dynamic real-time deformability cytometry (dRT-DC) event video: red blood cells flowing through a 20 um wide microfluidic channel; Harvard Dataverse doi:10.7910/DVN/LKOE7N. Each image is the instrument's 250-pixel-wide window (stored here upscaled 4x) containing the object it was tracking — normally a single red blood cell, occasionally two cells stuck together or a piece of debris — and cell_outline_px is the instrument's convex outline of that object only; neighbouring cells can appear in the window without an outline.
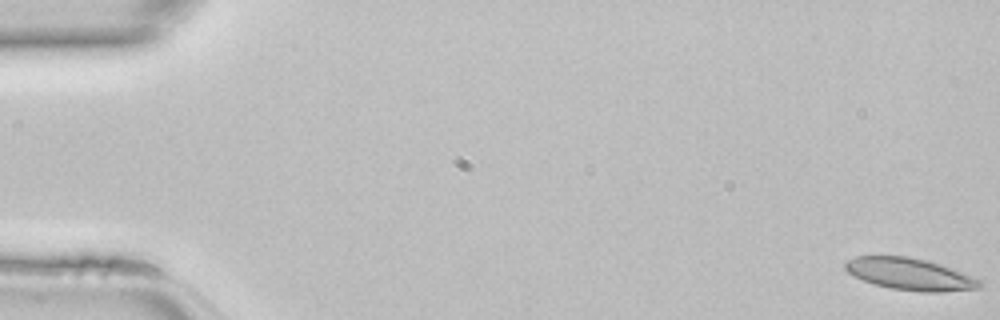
{"species": "common noctule bat (a hibernating species)", "species_latin": "Nyctalus noctula", "temperature_condition": "room temperature", "stored_images_in_passage": 47, "camera_frame_rate_fps": 3000, "um_per_image_px": 0.085, "animal": {"sex": "female", "body_mass_g": 22.7, "forearm_length_mm": 54.2}, "frame": {"image": 1, "passage_image": 1, "time_ms": 0.0, "image_size_px": [1000, 320], "cell_outline_px": [[984, 284], [980, 288], [940, 292], [920, 292], [892, 288], [876, 284], [864, 280], [848, 272], [844, 268], [844, 264], [848, 260], [856, 256], [908, 256], [928, 260], [952, 268], [984, 280]], "centroid_in_image_um": [77.42, 23.29], "position_along_channel_um": 7.6, "area_um2": 25.09}}
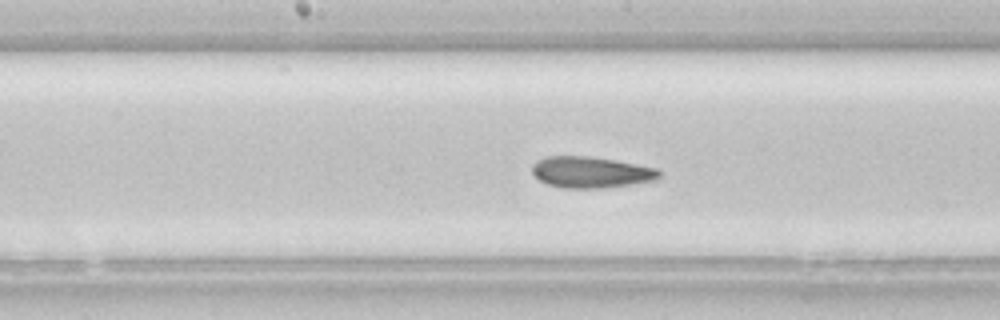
{"frame": {"image": 2, "passage_image": 24, "time_ms": 7.667, "image_size_px": [1000, 320], "cell_outline_px": [[660, 180], [604, 188], [564, 188], [548, 184], [540, 180], [532, 172], [532, 164], [536, 160], [544, 156], [588, 156], [636, 164], [656, 168], [660, 172]], "centroid_in_image_um": [50.23, 14.64], "position_along_channel_um": 198.0, "area_um2": 23.18}}